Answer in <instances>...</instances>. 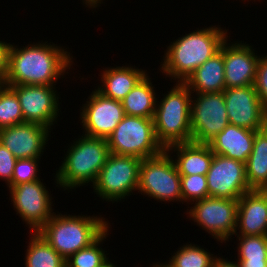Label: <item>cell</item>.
I'll list each match as a JSON object with an SVG mask.
<instances>
[{
  "label": "cell",
  "instance_id": "obj_22",
  "mask_svg": "<svg viewBox=\"0 0 267 267\" xmlns=\"http://www.w3.org/2000/svg\"><path fill=\"white\" fill-rule=\"evenodd\" d=\"M145 75V71L133 67L110 68L101 75L104 88L100 87L98 91L121 101Z\"/></svg>",
  "mask_w": 267,
  "mask_h": 267
},
{
  "label": "cell",
  "instance_id": "obj_9",
  "mask_svg": "<svg viewBox=\"0 0 267 267\" xmlns=\"http://www.w3.org/2000/svg\"><path fill=\"white\" fill-rule=\"evenodd\" d=\"M196 95L197 100L191 101L192 142L208 144L229 124L224 94L213 92Z\"/></svg>",
  "mask_w": 267,
  "mask_h": 267
},
{
  "label": "cell",
  "instance_id": "obj_6",
  "mask_svg": "<svg viewBox=\"0 0 267 267\" xmlns=\"http://www.w3.org/2000/svg\"><path fill=\"white\" fill-rule=\"evenodd\" d=\"M107 142L110 153L142 160L155 157L165 150L156 139L153 118L125 115Z\"/></svg>",
  "mask_w": 267,
  "mask_h": 267
},
{
  "label": "cell",
  "instance_id": "obj_36",
  "mask_svg": "<svg viewBox=\"0 0 267 267\" xmlns=\"http://www.w3.org/2000/svg\"><path fill=\"white\" fill-rule=\"evenodd\" d=\"M236 263L226 261L225 259L216 258L213 267H240L238 261Z\"/></svg>",
  "mask_w": 267,
  "mask_h": 267
},
{
  "label": "cell",
  "instance_id": "obj_13",
  "mask_svg": "<svg viewBox=\"0 0 267 267\" xmlns=\"http://www.w3.org/2000/svg\"><path fill=\"white\" fill-rule=\"evenodd\" d=\"M124 116L121 101L106 97L96 89L82 108L81 122L85 135L107 139Z\"/></svg>",
  "mask_w": 267,
  "mask_h": 267
},
{
  "label": "cell",
  "instance_id": "obj_5",
  "mask_svg": "<svg viewBox=\"0 0 267 267\" xmlns=\"http://www.w3.org/2000/svg\"><path fill=\"white\" fill-rule=\"evenodd\" d=\"M191 93L184 83L178 82L160 105L156 103L155 136L164 149L173 144L192 142Z\"/></svg>",
  "mask_w": 267,
  "mask_h": 267
},
{
  "label": "cell",
  "instance_id": "obj_12",
  "mask_svg": "<svg viewBox=\"0 0 267 267\" xmlns=\"http://www.w3.org/2000/svg\"><path fill=\"white\" fill-rule=\"evenodd\" d=\"M13 205L32 231L37 232L54 214L51 198L39 180L10 187Z\"/></svg>",
  "mask_w": 267,
  "mask_h": 267
},
{
  "label": "cell",
  "instance_id": "obj_32",
  "mask_svg": "<svg viewBox=\"0 0 267 267\" xmlns=\"http://www.w3.org/2000/svg\"><path fill=\"white\" fill-rule=\"evenodd\" d=\"M254 87L262 105L267 109V56L258 59Z\"/></svg>",
  "mask_w": 267,
  "mask_h": 267
},
{
  "label": "cell",
  "instance_id": "obj_38",
  "mask_svg": "<svg viewBox=\"0 0 267 267\" xmlns=\"http://www.w3.org/2000/svg\"><path fill=\"white\" fill-rule=\"evenodd\" d=\"M264 129L267 131V109H266V113H265Z\"/></svg>",
  "mask_w": 267,
  "mask_h": 267
},
{
  "label": "cell",
  "instance_id": "obj_26",
  "mask_svg": "<svg viewBox=\"0 0 267 267\" xmlns=\"http://www.w3.org/2000/svg\"><path fill=\"white\" fill-rule=\"evenodd\" d=\"M25 123L16 93L7 85L0 89V129Z\"/></svg>",
  "mask_w": 267,
  "mask_h": 267
},
{
  "label": "cell",
  "instance_id": "obj_28",
  "mask_svg": "<svg viewBox=\"0 0 267 267\" xmlns=\"http://www.w3.org/2000/svg\"><path fill=\"white\" fill-rule=\"evenodd\" d=\"M169 260V267H213L215 258L199 246L184 245Z\"/></svg>",
  "mask_w": 267,
  "mask_h": 267
},
{
  "label": "cell",
  "instance_id": "obj_14",
  "mask_svg": "<svg viewBox=\"0 0 267 267\" xmlns=\"http://www.w3.org/2000/svg\"><path fill=\"white\" fill-rule=\"evenodd\" d=\"M223 94L229 124L253 131L264 128L266 108L254 85L225 88Z\"/></svg>",
  "mask_w": 267,
  "mask_h": 267
},
{
  "label": "cell",
  "instance_id": "obj_33",
  "mask_svg": "<svg viewBox=\"0 0 267 267\" xmlns=\"http://www.w3.org/2000/svg\"><path fill=\"white\" fill-rule=\"evenodd\" d=\"M17 159L0 143V177L7 181L9 186L12 181L13 170Z\"/></svg>",
  "mask_w": 267,
  "mask_h": 267
},
{
  "label": "cell",
  "instance_id": "obj_20",
  "mask_svg": "<svg viewBox=\"0 0 267 267\" xmlns=\"http://www.w3.org/2000/svg\"><path fill=\"white\" fill-rule=\"evenodd\" d=\"M177 151V160H173L180 176L205 175L208 173L214 153L208 144L194 142L177 143L165 150Z\"/></svg>",
  "mask_w": 267,
  "mask_h": 267
},
{
  "label": "cell",
  "instance_id": "obj_29",
  "mask_svg": "<svg viewBox=\"0 0 267 267\" xmlns=\"http://www.w3.org/2000/svg\"><path fill=\"white\" fill-rule=\"evenodd\" d=\"M238 259L267 261V235H240Z\"/></svg>",
  "mask_w": 267,
  "mask_h": 267
},
{
  "label": "cell",
  "instance_id": "obj_8",
  "mask_svg": "<svg viewBox=\"0 0 267 267\" xmlns=\"http://www.w3.org/2000/svg\"><path fill=\"white\" fill-rule=\"evenodd\" d=\"M142 159L110 153L93 184L94 192L102 199L121 200L132 190H138L139 169Z\"/></svg>",
  "mask_w": 267,
  "mask_h": 267
},
{
  "label": "cell",
  "instance_id": "obj_40",
  "mask_svg": "<svg viewBox=\"0 0 267 267\" xmlns=\"http://www.w3.org/2000/svg\"><path fill=\"white\" fill-rule=\"evenodd\" d=\"M153 267H169V266H168L167 264H165V265H161V264H160V265H155V264H154Z\"/></svg>",
  "mask_w": 267,
  "mask_h": 267
},
{
  "label": "cell",
  "instance_id": "obj_30",
  "mask_svg": "<svg viewBox=\"0 0 267 267\" xmlns=\"http://www.w3.org/2000/svg\"><path fill=\"white\" fill-rule=\"evenodd\" d=\"M182 201H198L209 197L205 175L181 176Z\"/></svg>",
  "mask_w": 267,
  "mask_h": 267
},
{
  "label": "cell",
  "instance_id": "obj_4",
  "mask_svg": "<svg viewBox=\"0 0 267 267\" xmlns=\"http://www.w3.org/2000/svg\"><path fill=\"white\" fill-rule=\"evenodd\" d=\"M56 174V181L65 189L92 181L94 184L110 154L107 139L82 136L67 152Z\"/></svg>",
  "mask_w": 267,
  "mask_h": 267
},
{
  "label": "cell",
  "instance_id": "obj_23",
  "mask_svg": "<svg viewBox=\"0 0 267 267\" xmlns=\"http://www.w3.org/2000/svg\"><path fill=\"white\" fill-rule=\"evenodd\" d=\"M245 169L251 190H267V131L264 128L256 131Z\"/></svg>",
  "mask_w": 267,
  "mask_h": 267
},
{
  "label": "cell",
  "instance_id": "obj_21",
  "mask_svg": "<svg viewBox=\"0 0 267 267\" xmlns=\"http://www.w3.org/2000/svg\"><path fill=\"white\" fill-rule=\"evenodd\" d=\"M184 84L197 93L223 92L226 88L223 53L219 51L200 65Z\"/></svg>",
  "mask_w": 267,
  "mask_h": 267
},
{
  "label": "cell",
  "instance_id": "obj_1",
  "mask_svg": "<svg viewBox=\"0 0 267 267\" xmlns=\"http://www.w3.org/2000/svg\"><path fill=\"white\" fill-rule=\"evenodd\" d=\"M55 45H28L18 49L12 44L7 48L5 85L54 86L67 68L70 69L69 53Z\"/></svg>",
  "mask_w": 267,
  "mask_h": 267
},
{
  "label": "cell",
  "instance_id": "obj_18",
  "mask_svg": "<svg viewBox=\"0 0 267 267\" xmlns=\"http://www.w3.org/2000/svg\"><path fill=\"white\" fill-rule=\"evenodd\" d=\"M236 224L241 235H267V190H250L238 199Z\"/></svg>",
  "mask_w": 267,
  "mask_h": 267
},
{
  "label": "cell",
  "instance_id": "obj_27",
  "mask_svg": "<svg viewBox=\"0 0 267 267\" xmlns=\"http://www.w3.org/2000/svg\"><path fill=\"white\" fill-rule=\"evenodd\" d=\"M108 229L91 245L79 250L66 259V267H103L109 261L102 248H98L100 242L106 238Z\"/></svg>",
  "mask_w": 267,
  "mask_h": 267
},
{
  "label": "cell",
  "instance_id": "obj_2",
  "mask_svg": "<svg viewBox=\"0 0 267 267\" xmlns=\"http://www.w3.org/2000/svg\"><path fill=\"white\" fill-rule=\"evenodd\" d=\"M226 36L221 28L209 27L177 39L165 54L163 73L184 83L200 65L220 51Z\"/></svg>",
  "mask_w": 267,
  "mask_h": 267
},
{
  "label": "cell",
  "instance_id": "obj_34",
  "mask_svg": "<svg viewBox=\"0 0 267 267\" xmlns=\"http://www.w3.org/2000/svg\"><path fill=\"white\" fill-rule=\"evenodd\" d=\"M8 43L0 41V79L5 82Z\"/></svg>",
  "mask_w": 267,
  "mask_h": 267
},
{
  "label": "cell",
  "instance_id": "obj_37",
  "mask_svg": "<svg viewBox=\"0 0 267 267\" xmlns=\"http://www.w3.org/2000/svg\"><path fill=\"white\" fill-rule=\"evenodd\" d=\"M99 1L101 2L102 0H85V4H87V6H93V8H95L96 5L98 6V3H100Z\"/></svg>",
  "mask_w": 267,
  "mask_h": 267
},
{
  "label": "cell",
  "instance_id": "obj_16",
  "mask_svg": "<svg viewBox=\"0 0 267 267\" xmlns=\"http://www.w3.org/2000/svg\"><path fill=\"white\" fill-rule=\"evenodd\" d=\"M49 128L25 122L0 129V143L3 144L16 159L41 157L45 143L48 141Z\"/></svg>",
  "mask_w": 267,
  "mask_h": 267
},
{
  "label": "cell",
  "instance_id": "obj_24",
  "mask_svg": "<svg viewBox=\"0 0 267 267\" xmlns=\"http://www.w3.org/2000/svg\"><path fill=\"white\" fill-rule=\"evenodd\" d=\"M155 92L147 74L121 100L125 115L153 118L156 109Z\"/></svg>",
  "mask_w": 267,
  "mask_h": 267
},
{
  "label": "cell",
  "instance_id": "obj_15",
  "mask_svg": "<svg viewBox=\"0 0 267 267\" xmlns=\"http://www.w3.org/2000/svg\"><path fill=\"white\" fill-rule=\"evenodd\" d=\"M17 95L25 122L41 124L50 130L59 112L53 86L7 85Z\"/></svg>",
  "mask_w": 267,
  "mask_h": 267
},
{
  "label": "cell",
  "instance_id": "obj_7",
  "mask_svg": "<svg viewBox=\"0 0 267 267\" xmlns=\"http://www.w3.org/2000/svg\"><path fill=\"white\" fill-rule=\"evenodd\" d=\"M168 154L164 150L141 161L138 190L160 201H181V176Z\"/></svg>",
  "mask_w": 267,
  "mask_h": 267
},
{
  "label": "cell",
  "instance_id": "obj_10",
  "mask_svg": "<svg viewBox=\"0 0 267 267\" xmlns=\"http://www.w3.org/2000/svg\"><path fill=\"white\" fill-rule=\"evenodd\" d=\"M196 202L188 214L203 230H207L218 241H226L230 235H237L238 199L208 197Z\"/></svg>",
  "mask_w": 267,
  "mask_h": 267
},
{
  "label": "cell",
  "instance_id": "obj_31",
  "mask_svg": "<svg viewBox=\"0 0 267 267\" xmlns=\"http://www.w3.org/2000/svg\"><path fill=\"white\" fill-rule=\"evenodd\" d=\"M37 158L17 159L9 188L25 182H35L37 177Z\"/></svg>",
  "mask_w": 267,
  "mask_h": 267
},
{
  "label": "cell",
  "instance_id": "obj_3",
  "mask_svg": "<svg viewBox=\"0 0 267 267\" xmlns=\"http://www.w3.org/2000/svg\"><path fill=\"white\" fill-rule=\"evenodd\" d=\"M103 220L97 216L54 214L37 232L66 260L108 229V223Z\"/></svg>",
  "mask_w": 267,
  "mask_h": 267
},
{
  "label": "cell",
  "instance_id": "obj_39",
  "mask_svg": "<svg viewBox=\"0 0 267 267\" xmlns=\"http://www.w3.org/2000/svg\"><path fill=\"white\" fill-rule=\"evenodd\" d=\"M103 267H116V266H114L110 261L106 264V265H104Z\"/></svg>",
  "mask_w": 267,
  "mask_h": 267
},
{
  "label": "cell",
  "instance_id": "obj_35",
  "mask_svg": "<svg viewBox=\"0 0 267 267\" xmlns=\"http://www.w3.org/2000/svg\"><path fill=\"white\" fill-rule=\"evenodd\" d=\"M240 267H267V261H249V259H239Z\"/></svg>",
  "mask_w": 267,
  "mask_h": 267
},
{
  "label": "cell",
  "instance_id": "obj_25",
  "mask_svg": "<svg viewBox=\"0 0 267 267\" xmlns=\"http://www.w3.org/2000/svg\"><path fill=\"white\" fill-rule=\"evenodd\" d=\"M29 243L26 267H66V260L38 232Z\"/></svg>",
  "mask_w": 267,
  "mask_h": 267
},
{
  "label": "cell",
  "instance_id": "obj_11",
  "mask_svg": "<svg viewBox=\"0 0 267 267\" xmlns=\"http://www.w3.org/2000/svg\"><path fill=\"white\" fill-rule=\"evenodd\" d=\"M207 177L209 197L239 199L250 191L245 163L214 154Z\"/></svg>",
  "mask_w": 267,
  "mask_h": 267
},
{
  "label": "cell",
  "instance_id": "obj_17",
  "mask_svg": "<svg viewBox=\"0 0 267 267\" xmlns=\"http://www.w3.org/2000/svg\"><path fill=\"white\" fill-rule=\"evenodd\" d=\"M226 42L220 47L224 59L226 88L254 85L259 57L248 44L226 46Z\"/></svg>",
  "mask_w": 267,
  "mask_h": 267
},
{
  "label": "cell",
  "instance_id": "obj_19",
  "mask_svg": "<svg viewBox=\"0 0 267 267\" xmlns=\"http://www.w3.org/2000/svg\"><path fill=\"white\" fill-rule=\"evenodd\" d=\"M256 131L228 124L208 145L214 154L247 162L253 149Z\"/></svg>",
  "mask_w": 267,
  "mask_h": 267
},
{
  "label": "cell",
  "instance_id": "obj_41",
  "mask_svg": "<svg viewBox=\"0 0 267 267\" xmlns=\"http://www.w3.org/2000/svg\"><path fill=\"white\" fill-rule=\"evenodd\" d=\"M4 86V82L0 79V89Z\"/></svg>",
  "mask_w": 267,
  "mask_h": 267
}]
</instances>
